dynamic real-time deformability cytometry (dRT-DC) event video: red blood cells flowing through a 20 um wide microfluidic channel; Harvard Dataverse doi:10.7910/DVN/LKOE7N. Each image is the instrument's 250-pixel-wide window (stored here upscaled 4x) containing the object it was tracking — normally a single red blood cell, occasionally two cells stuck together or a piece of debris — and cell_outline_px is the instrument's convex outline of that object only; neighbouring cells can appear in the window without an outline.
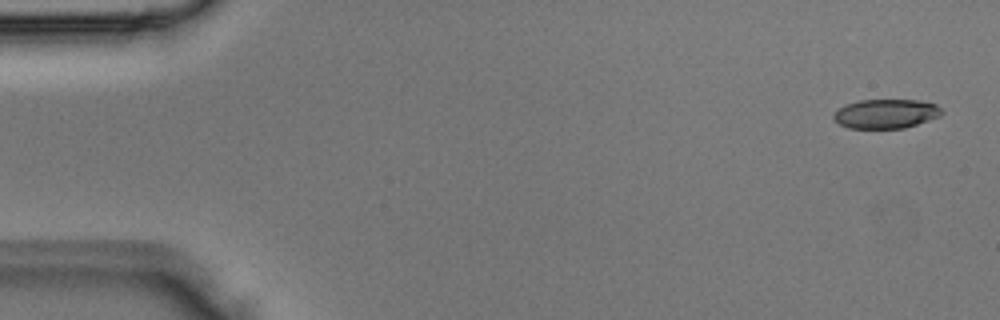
{"species": "Egyptian fruit bat (a non-hibernating species)", "species_latin": "Rousettus aegyptiacus", "temperature_condition": "room temperature", "stored_images_in_passage": 3, "camera_frame_rate_fps": 3000, "um_per_image_px": 0.085, "animal": {"sex": "male"}, "frame": {"image": 1, "passage_image": 1, "time_ms": 0.0, "image_size_px": [1000, 320], "cell_outline_px": [[944, 112], [940, 116], [904, 128], [848, 128], [840, 124], [832, 116], [840, 108], [848, 104], [860, 100], [920, 100], [936, 104]], "centroid_in_image_um": [75.34, 9.66], "position_along_channel_um": 9.7, "area_um2": 18.21}}